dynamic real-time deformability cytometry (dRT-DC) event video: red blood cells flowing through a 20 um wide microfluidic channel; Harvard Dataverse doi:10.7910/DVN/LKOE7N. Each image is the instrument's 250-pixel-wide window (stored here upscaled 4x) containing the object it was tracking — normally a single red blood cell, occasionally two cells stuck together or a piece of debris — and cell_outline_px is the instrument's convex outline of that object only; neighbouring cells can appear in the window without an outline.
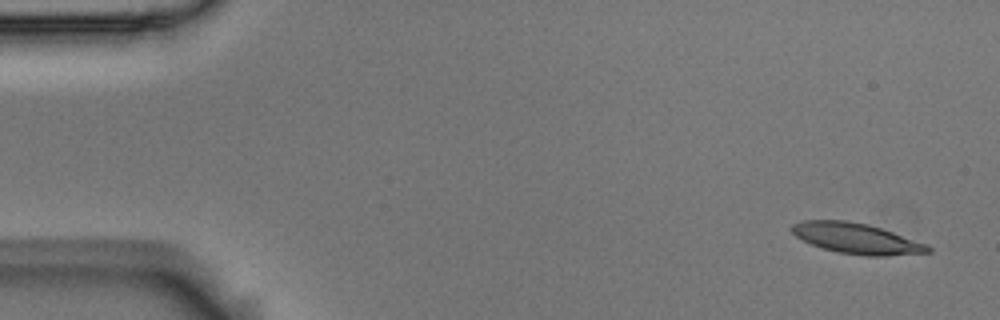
{"species": "Egyptian fruit bat (a non-hibernating species)", "species_latin": "Rousettus aegyptiacus", "temperature_condition": "room temperature", "stored_images_in_passage": 6, "camera_frame_rate_fps": 3000, "um_per_image_px": 0.085, "animal": {"sex": "male"}, "frame": {"image": 1, "passage_image": 1, "time_ms": 0.0, "image_size_px": [1000, 320], "cell_outline_px": [[932, 252], [888, 256], [864, 256], [836, 252], [812, 244], [796, 236], [788, 228], [792, 224], [804, 220], [848, 220], [868, 224], [928, 244], [932, 248]], "centroid_in_image_um": [72.81, 20.27], "position_along_channel_um": 12.2, "area_um2": 24.33}}
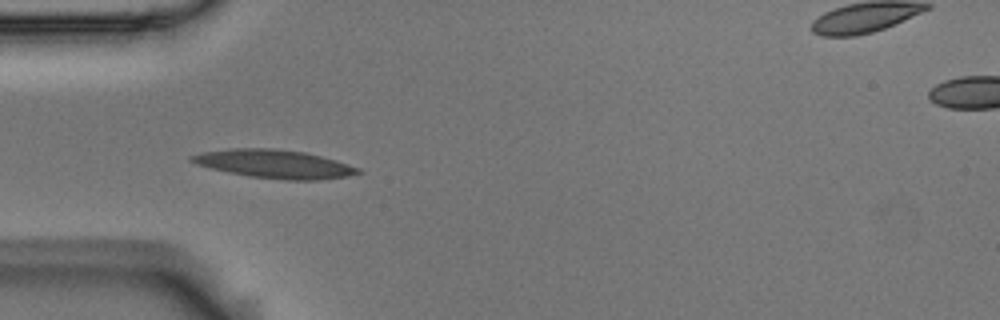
{"frame": {"image": 2, "passage_image": 5, "time_ms": 1.333, "image_size_px": [1000, 320], "cell_outline_px": [[364, 172], [348, 176], [320, 180], [284, 180], [248, 176], [228, 172], [196, 164], [188, 160], [188, 156], [200, 152], [228, 148], [276, 148], [304, 152], [336, 160], [360, 168]], "centroid_in_image_um": [23.31, 13.93], "position_along_channel_um": 61.7, "area_um2": 27.8}}
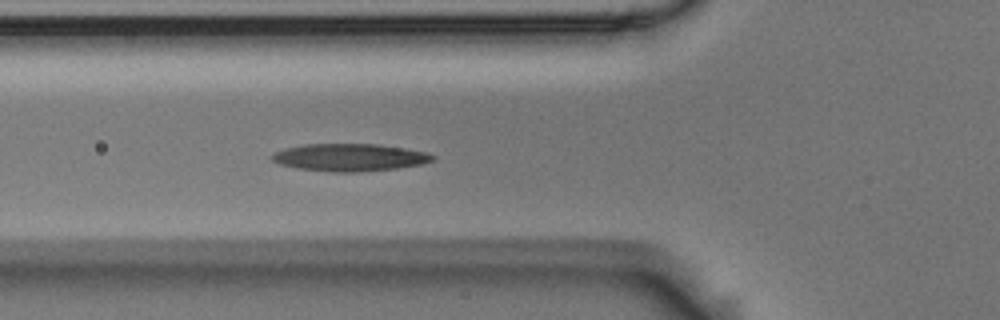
{"frame": {"image": 3, "passage_image": 6, "time_ms": 1.667, "image_size_px": [1000, 320], "cell_outline_px": [[436, 156], [432, 160], [424, 164], [396, 168], [360, 172], [332, 172], [296, 168], [280, 164], [272, 160], [272, 156], [276, 152], [284, 148], [304, 144], [376, 144], [404, 148], [428, 152]], "centroid_in_image_um": [29.74, 13.38], "position_along_channel_um": 96.1, "area_um2": 25.72}}